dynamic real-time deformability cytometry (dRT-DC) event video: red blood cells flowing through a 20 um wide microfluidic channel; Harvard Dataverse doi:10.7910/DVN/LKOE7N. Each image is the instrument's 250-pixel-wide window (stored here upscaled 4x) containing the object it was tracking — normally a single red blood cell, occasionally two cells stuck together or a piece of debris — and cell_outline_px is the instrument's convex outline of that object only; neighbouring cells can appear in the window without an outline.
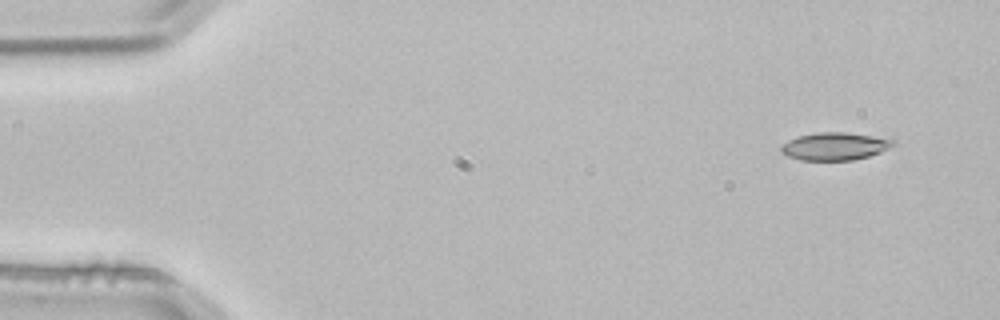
{"species": "common noctule bat (a hibernating species)", "species_latin": "Nyctalus noctula", "temperature_condition": "room temperature", "stored_images_in_passage": 3, "camera_frame_rate_fps": 3000, "um_per_image_px": 0.085, "animal": {"sex": "male", "body_mass_g": 21.5, "forearm_length_mm": 52.0}, "frame": {"image": 1, "passage_image": 1, "time_ms": 0.0, "image_size_px": [1000, 320], "cell_outline_px": [[896, 144], [880, 152], [868, 156], [852, 160], [800, 160], [788, 156], [780, 152], [780, 144], [796, 136], [816, 132], [844, 132], [872, 136], [896, 140]], "centroid_in_image_um": [70.9, 12.43], "position_along_channel_um": 14.1, "area_um2": 18.15}}
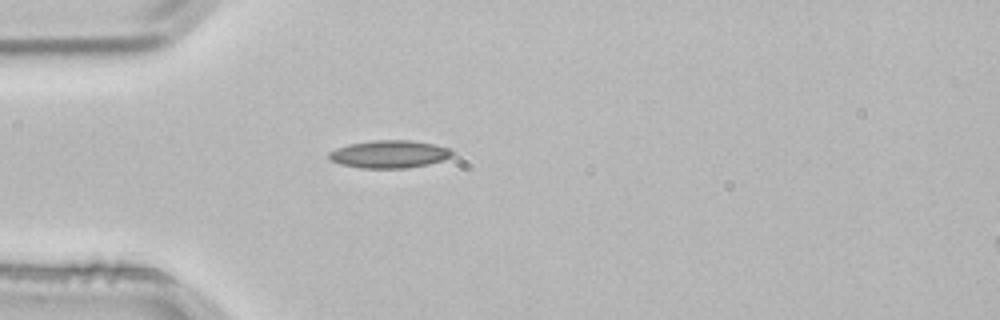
{"frame": {"image": 2, "passage_image": 3, "time_ms": 0.667, "image_size_px": [1000, 320], "cell_outline_px": [[452, 156], [444, 160], [428, 164], [408, 168], [360, 168], [340, 164], [328, 160], [328, 152], [336, 148], [348, 144], [372, 140], [408, 140], [432, 144], [448, 148], [452, 152]], "centroid_in_image_um": [33.04, 13.11], "position_along_channel_um": 52.0, "area_um2": 19.94}}